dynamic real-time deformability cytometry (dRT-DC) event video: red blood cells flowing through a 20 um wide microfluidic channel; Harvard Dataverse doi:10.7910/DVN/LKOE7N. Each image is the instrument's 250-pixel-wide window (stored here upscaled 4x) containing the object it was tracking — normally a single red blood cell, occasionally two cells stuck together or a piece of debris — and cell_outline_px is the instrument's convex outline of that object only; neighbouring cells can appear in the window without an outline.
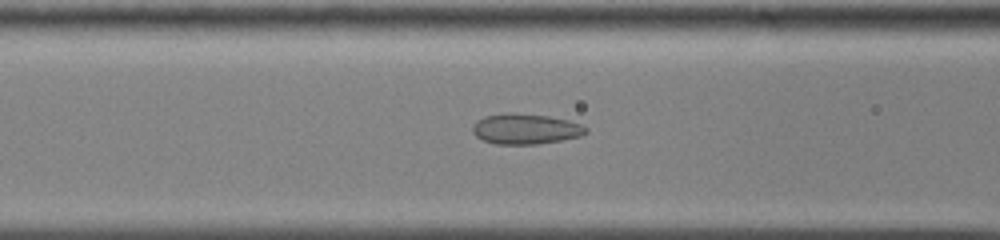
{"species": "common noctule bat (a hibernating species)", "species_latin": "Nyctalus noctula", "temperature_condition": "cold", "stored_images_in_passage": 58, "camera_frame_rate_fps": 3000, "um_per_image_px": 0.085, "animal": {"sex": "male", "body_mass_g": 13.0, "forearm_length_mm": 53.1}, "frame": {"image": 1, "passage_image": 25, "time_ms": 8.0, "image_size_px": [1000, 240], "cell_outline_px": [[588, 132], [580, 136], [560, 140], [536, 144], [496, 144], [484, 140], [476, 136], [472, 132], [472, 128], [476, 120], [484, 116], [508, 112], [512, 112], [548, 116], [568, 120], [580, 124], [588, 128]], "centroid_in_image_um": [44.65, 10.95], "position_along_channel_um": 121.9, "area_um2": 20.11}}
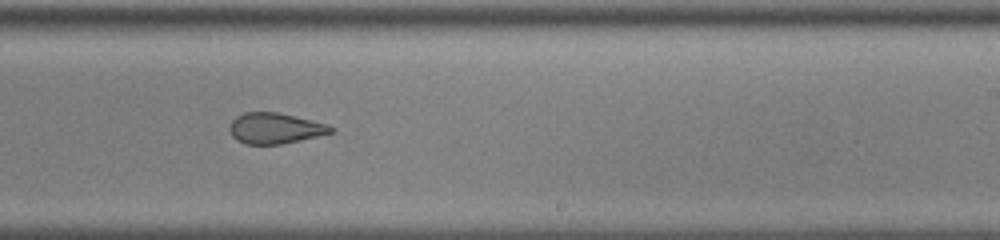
{"frame": {"image": 2, "passage_image": 37, "time_ms": 12.0, "image_size_px": [1000, 240], "cell_outline_px": [[336, 128], [332, 132], [300, 140], [280, 144], [244, 144], [236, 140], [232, 136], [228, 128], [232, 120], [236, 116], [244, 112], [276, 112], [328, 124]], "centroid_in_image_um": [23.34, 10.9], "position_along_channel_um": 265.7, "area_um2": 18.09}}
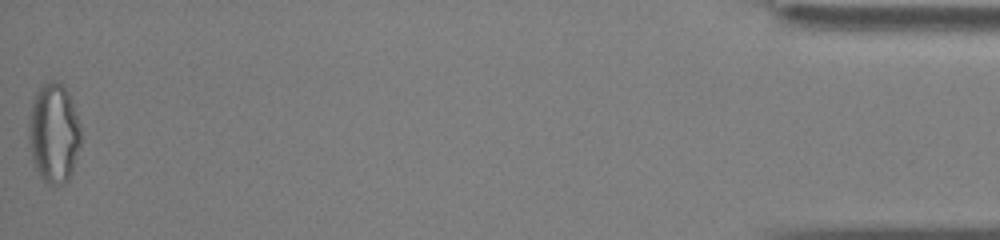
{"frame": {"image": 3, "passage_image": 58, "time_ms": 19.0, "image_size_px": [1000, 240], "cell_outline_px": [[80, 144], [72, 172], [68, 180], [60, 184], [48, 184], [40, 176], [32, 160], [28, 136], [28, 120], [32, 100], [36, 92], [44, 84], [52, 80], [56, 80], [64, 84], [68, 92], [80, 128]], "centroid_in_image_um": [4.55, 11.3], "position_along_channel_um": 430.7, "area_um2": 30.17}, "authors_computed_cell_mechanics": {"area_um2": 23.0911, "velocity_mm_per_s": 3.5985, "shape_relaxation_time_tau1_ms": null, "shape_relaxation_time_tau2_ms": 1.7989, "deformation_change_tau1": null, "deformation_change_tau2": 0.0776}}